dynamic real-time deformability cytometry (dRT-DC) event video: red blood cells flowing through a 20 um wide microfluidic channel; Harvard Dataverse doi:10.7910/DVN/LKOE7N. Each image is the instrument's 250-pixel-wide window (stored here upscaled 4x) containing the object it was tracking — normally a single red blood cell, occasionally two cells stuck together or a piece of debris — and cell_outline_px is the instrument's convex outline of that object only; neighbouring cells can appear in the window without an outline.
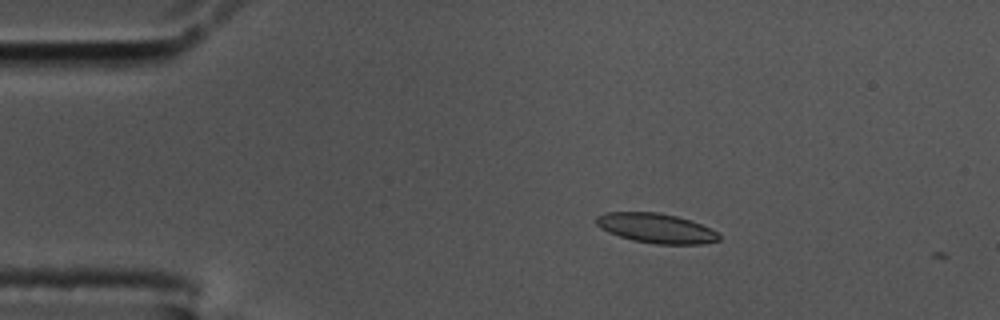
{"species": "common noctule bat (a hibernating species)", "species_latin": "Nyctalus noctula", "temperature_condition": "cold", "stored_images_in_passage": 2, "camera_frame_rate_fps": 3000, "um_per_image_px": 0.085, "animal": {"sex": "male", "body_mass_g": 17.5, "forearm_length_mm": 52.3}, "frame": {"image": 1, "passage_image": 1, "time_ms": 0.0, "image_size_px": [1000, 320], "cell_outline_px": [[720, 240], [704, 244], [656, 244], [632, 240], [608, 232], [600, 228], [596, 224], [596, 216], [604, 212], [660, 212], [676, 216], [700, 224], [716, 232], [720, 236]], "centroid_in_image_um": [55.73, 19.39], "position_along_channel_um": 29.3, "area_um2": 21.15}}